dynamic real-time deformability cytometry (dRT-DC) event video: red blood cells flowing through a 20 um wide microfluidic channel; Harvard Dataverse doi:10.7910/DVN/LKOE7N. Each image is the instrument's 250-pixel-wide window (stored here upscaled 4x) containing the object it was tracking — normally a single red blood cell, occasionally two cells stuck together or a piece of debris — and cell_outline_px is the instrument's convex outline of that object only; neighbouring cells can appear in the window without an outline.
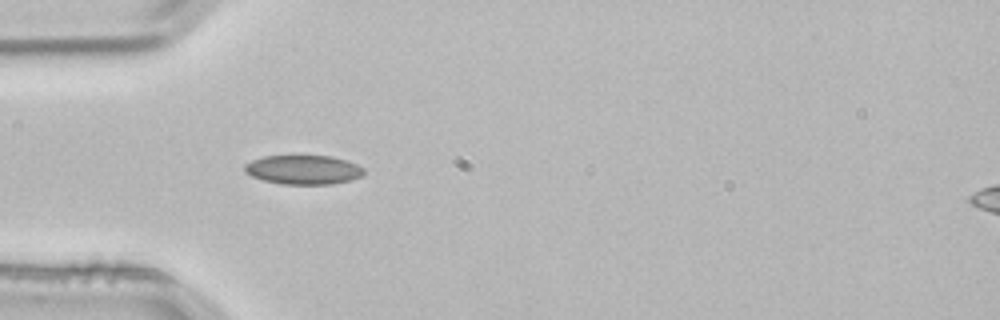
{"species": "common noctule bat (a hibernating species)", "species_latin": "Nyctalus noctula", "temperature_condition": "room temperature", "stored_images_in_passage": 6, "segment_of_instrument_passage": [1, 2], "camera_frame_rate_fps": 3000, "um_per_image_px": 0.085, "animal": {"sex": "male", "body_mass_g": 21.5, "forearm_length_mm": 52.0}, "frame": {"image": 1, "passage_image": 5, "time_ms": 1.333, "image_size_px": [1000, 320], "cell_outline_px": [[364, 176], [352, 180], [332, 184], [280, 184], [264, 180], [252, 176], [244, 172], [244, 164], [252, 160], [264, 156], [332, 156], [356, 164], [364, 168]], "centroid_in_image_um": [25.8, 14.43], "position_along_channel_um": 59.2, "area_um2": 20.35}}